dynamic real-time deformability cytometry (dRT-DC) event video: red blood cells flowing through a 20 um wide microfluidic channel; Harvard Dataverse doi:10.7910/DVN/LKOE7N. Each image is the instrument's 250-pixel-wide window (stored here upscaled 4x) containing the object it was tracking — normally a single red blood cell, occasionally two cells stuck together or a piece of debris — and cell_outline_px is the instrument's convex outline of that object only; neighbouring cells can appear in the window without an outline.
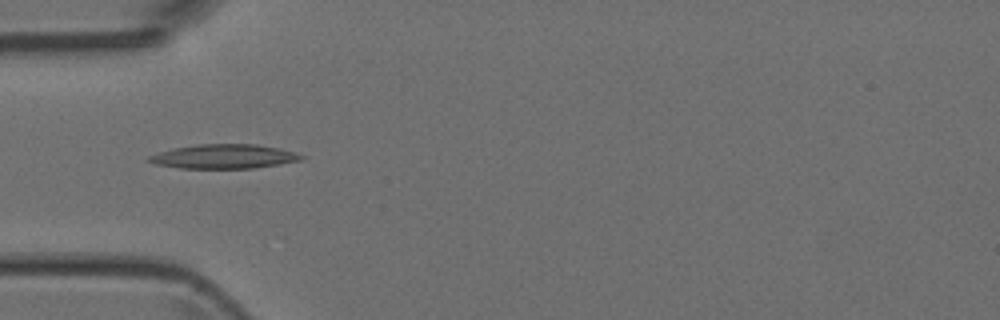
{"species": "Egyptian fruit bat (a non-hibernating species)", "species_latin": "Rousettus aegyptiacus", "temperature_condition": "room temperature", "stored_images_in_passage": 8, "camera_frame_rate_fps": 3000, "um_per_image_px": 0.085, "animal": {"sex": "female"}, "frame": {"image": 1, "passage_image": 4, "time_ms": 4.333, "image_size_px": [1000, 320], "cell_outline_px": [[304, 156], [300, 160], [280, 164], [252, 168], [180, 168], [156, 164], [144, 160], [148, 156], [172, 148], [196, 144], [256, 144], [280, 148], [296, 152]], "centroid_in_image_um": [19.01, 13.29], "position_along_channel_um": 66.0, "area_um2": 21.56}}
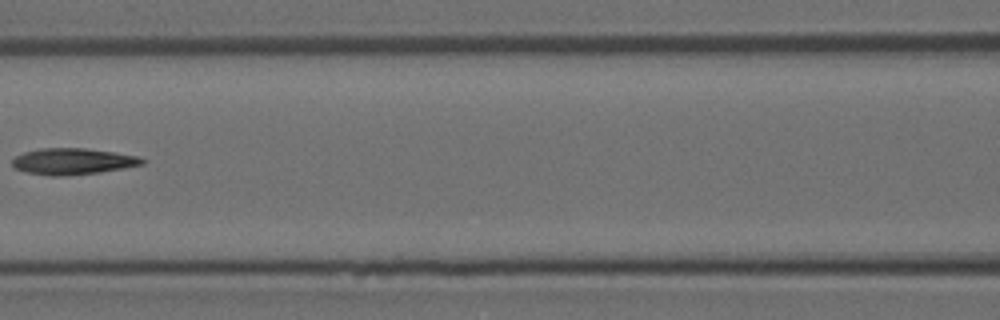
{"frame": {"image": 2, "passage_image": 6, "time_ms": 6.667, "image_size_px": [1000, 320], "cell_outline_px": [[148, 160], [144, 164], [124, 168], [100, 172], [64, 176], [48, 176], [24, 172], [16, 168], [12, 164], [12, 160], [16, 156], [24, 152], [40, 148], [84, 148], [140, 156]], "centroid_in_image_um": [6.21, 13.72], "position_along_channel_um": 160.4, "area_um2": 20.06}}
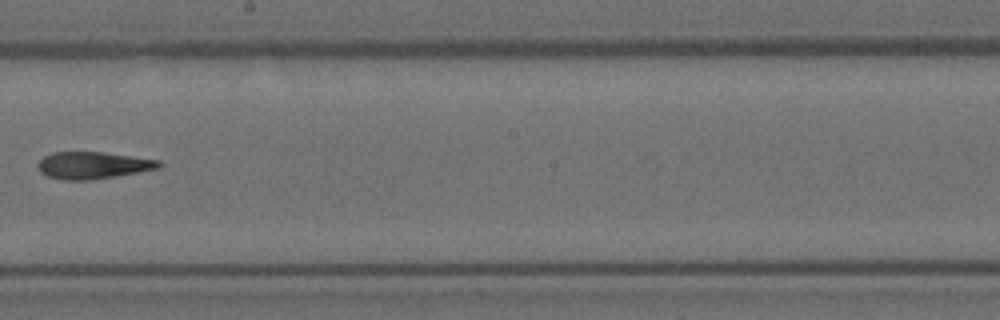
{"frame": {"image": 3, "passage_image": 8, "time_ms": 8.667, "image_size_px": [1000, 320], "cell_outline_px": [[164, 164], [160, 168], [116, 176], [92, 180], [64, 180], [48, 176], [40, 172], [36, 168], [36, 164], [44, 156], [52, 152], [104, 152], [160, 160]], "centroid_in_image_um": [7.9, 14.05], "position_along_channel_um": 240.3, "area_um2": 19.25}}